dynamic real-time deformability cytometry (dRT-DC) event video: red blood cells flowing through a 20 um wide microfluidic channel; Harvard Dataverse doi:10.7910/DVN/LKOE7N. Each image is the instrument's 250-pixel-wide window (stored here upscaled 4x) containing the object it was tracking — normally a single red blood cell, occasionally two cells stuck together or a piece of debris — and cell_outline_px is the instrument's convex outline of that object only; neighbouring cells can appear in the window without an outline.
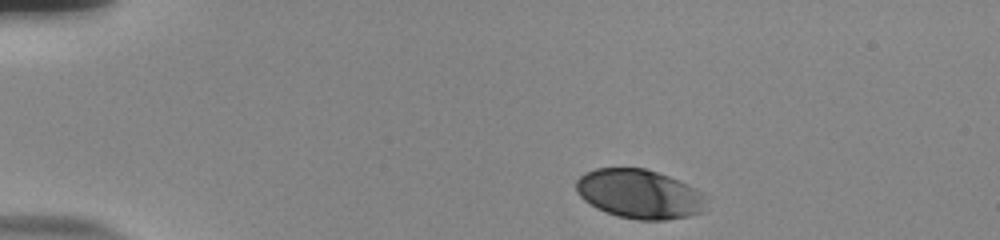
{"species": "human", "species_latin": "Homo sapiens", "temperature_condition": "room temperature", "stored_images_in_passage": 46, "camera_frame_rate_fps": 3000, "um_per_image_px": 0.085, "donor": {"sex": "male"}, "frame": {"image": 1, "passage_image": 1, "time_ms": 0.0, "image_size_px": [1000, 240], "cell_outline_px": [[712, 196], [704, 212], [688, 216], [664, 220], [636, 220], [604, 212], [596, 208], [584, 200], [576, 192], [576, 180], [584, 172], [596, 168], [644, 168], [680, 180]], "centroid_in_image_um": [54.43, 16.49], "position_along_channel_um": 30.6, "area_um2": 38.03}}
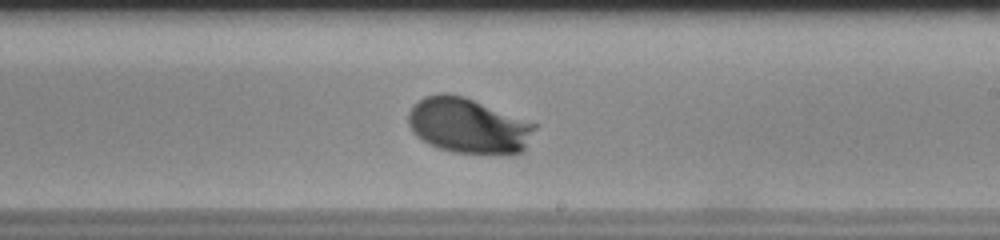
{"frame": {"image": 2, "passage_image": 25, "time_ms": 8.0, "image_size_px": [1000, 240], "cell_outline_px": [[540, 124], [524, 152], [512, 156], [452, 152], [428, 144], [416, 136], [412, 132], [408, 124], [408, 112], [424, 96], [440, 92], [448, 92], [464, 96]], "centroid_in_image_um": [39.89, 10.71], "position_along_channel_um": 249.1, "area_um2": 41.96}}
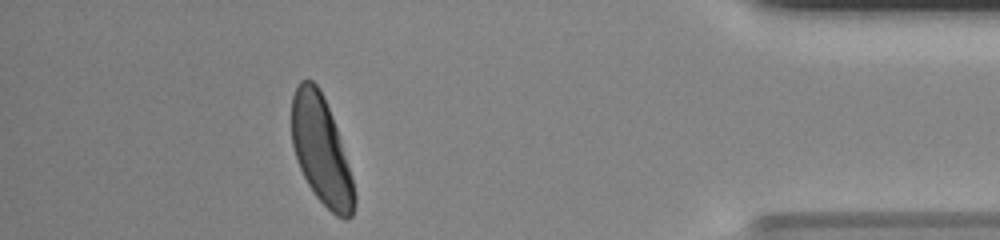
{"frame": {"image": 3, "passage_image": 41, "time_ms": 13.333, "image_size_px": [1000, 240], "cell_outline_px": [[356, 204], [352, 216], [348, 220], [344, 220], [336, 216], [316, 196], [308, 184], [296, 160], [292, 144], [292, 96], [300, 80], [312, 80], [320, 88], [324, 96], [332, 116], [352, 176], [356, 196]], "centroid_in_image_um": [27.31, 12.8], "position_along_channel_um": 407.9, "area_um2": 39.25}, "authors_computed_cell_mechanics": {"area_um2": 38.8994, "velocity_mm_per_s": 3.7232, "shape_relaxation_time_tau1_ms": 1.9975, "shape_relaxation_time_tau2_ms": null, "deformation_change_tau1": 0.1145, "deformation_change_tau2": null}}